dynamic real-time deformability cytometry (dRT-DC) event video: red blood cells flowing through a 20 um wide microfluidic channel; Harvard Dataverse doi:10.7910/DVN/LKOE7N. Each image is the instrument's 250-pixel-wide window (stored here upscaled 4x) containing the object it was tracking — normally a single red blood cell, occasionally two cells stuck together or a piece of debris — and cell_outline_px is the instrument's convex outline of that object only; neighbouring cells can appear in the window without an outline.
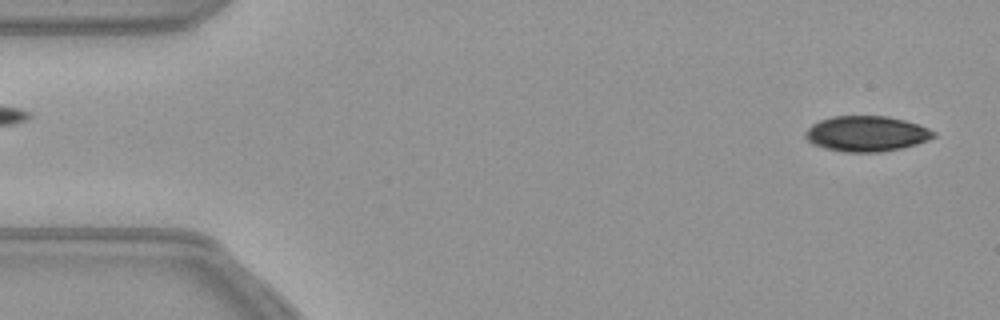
{"species": "common noctule bat (a hibernating species)", "species_latin": "Nyctalus noctula", "temperature_condition": "warm", "stored_images_in_passage": 54, "camera_frame_rate_fps": 3000, "um_per_image_px": 0.085, "animal": {"sex": "female", "body_mass_g": 21.9}, "frame": {"image": 1, "passage_image": 3, "time_ms": 0.667, "image_size_px": [1000, 320], "cell_outline_px": [[936, 136], [928, 140], [916, 144], [900, 148], [880, 152], [844, 152], [824, 148], [812, 144], [804, 136], [804, 132], [812, 124], [820, 120], [832, 116], [888, 116], [920, 124], [936, 132]], "centroid_in_image_um": [73.65, 11.36], "position_along_channel_um": 11.4, "area_um2": 26.65}}
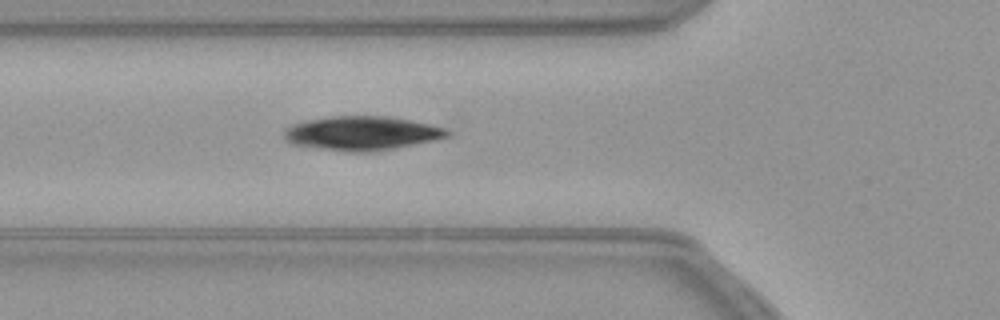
{"frame": {"image": 2, "passage_image": 19, "time_ms": 6.0, "image_size_px": [1000, 320], "cell_outline_px": [[452, 132], [448, 136], [432, 140], [392, 148], [368, 152], [352, 152], [292, 144], [284, 140], [284, 128], [292, 124], [308, 120], [332, 116], [388, 116], [412, 120], [444, 128]], "centroid_in_image_um": [30.72, 11.31], "position_along_channel_um": 95.1, "area_um2": 31.96}}
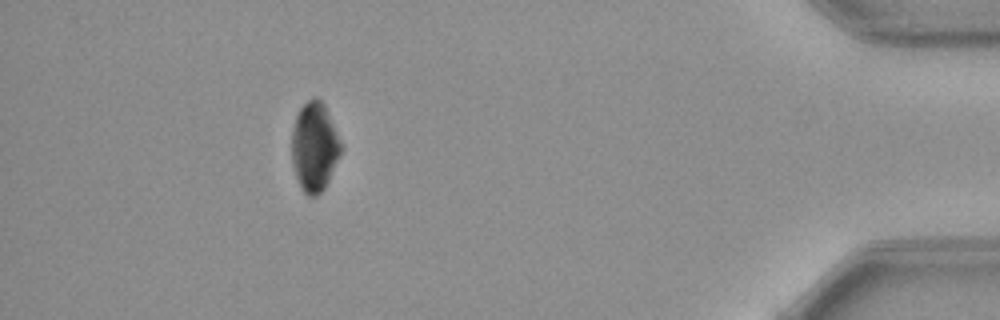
{"frame": {"image": 3, "passage_image": 49, "time_ms": 16.0, "image_size_px": [1000, 320], "cell_outline_px": [[344, 148], [324, 188], [316, 196], [308, 196], [300, 188], [292, 164], [292, 128], [296, 116], [300, 108], [308, 100], [316, 96], [324, 104], [344, 144]], "centroid_in_image_um": [26.75, 12.47], "position_along_channel_um": 408.5, "area_um2": 25.84}}